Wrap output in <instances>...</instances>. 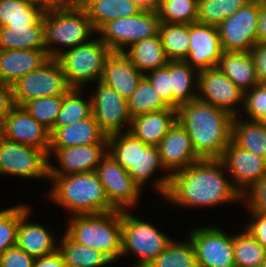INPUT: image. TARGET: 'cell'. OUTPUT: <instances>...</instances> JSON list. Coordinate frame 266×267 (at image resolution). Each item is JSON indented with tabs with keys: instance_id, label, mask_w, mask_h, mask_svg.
I'll list each match as a JSON object with an SVG mask.
<instances>
[{
	"instance_id": "cell-1",
	"label": "cell",
	"mask_w": 266,
	"mask_h": 267,
	"mask_svg": "<svg viewBox=\"0 0 266 267\" xmlns=\"http://www.w3.org/2000/svg\"><path fill=\"white\" fill-rule=\"evenodd\" d=\"M224 168L219 159H201L173 173L165 198L185 207L217 206L242 200L240 192L225 178Z\"/></svg>"
},
{
	"instance_id": "cell-2",
	"label": "cell",
	"mask_w": 266,
	"mask_h": 267,
	"mask_svg": "<svg viewBox=\"0 0 266 267\" xmlns=\"http://www.w3.org/2000/svg\"><path fill=\"white\" fill-rule=\"evenodd\" d=\"M233 116L198 99L177 109V120L186 129L201 159H220L231 141Z\"/></svg>"
},
{
	"instance_id": "cell-3",
	"label": "cell",
	"mask_w": 266,
	"mask_h": 267,
	"mask_svg": "<svg viewBox=\"0 0 266 267\" xmlns=\"http://www.w3.org/2000/svg\"><path fill=\"white\" fill-rule=\"evenodd\" d=\"M53 187L48 197L73 215L100 214L116 209L110 204L95 171L48 175Z\"/></svg>"
},
{
	"instance_id": "cell-4",
	"label": "cell",
	"mask_w": 266,
	"mask_h": 267,
	"mask_svg": "<svg viewBox=\"0 0 266 267\" xmlns=\"http://www.w3.org/2000/svg\"><path fill=\"white\" fill-rule=\"evenodd\" d=\"M43 27L46 53L55 58L61 51L53 48L54 44L72 48L89 42L88 38L96 32L84 7L72 2H63L46 10Z\"/></svg>"
},
{
	"instance_id": "cell-5",
	"label": "cell",
	"mask_w": 266,
	"mask_h": 267,
	"mask_svg": "<svg viewBox=\"0 0 266 267\" xmlns=\"http://www.w3.org/2000/svg\"><path fill=\"white\" fill-rule=\"evenodd\" d=\"M66 233L77 243L103 253L112 263L121 257V210L109 213L73 215Z\"/></svg>"
},
{
	"instance_id": "cell-6",
	"label": "cell",
	"mask_w": 266,
	"mask_h": 267,
	"mask_svg": "<svg viewBox=\"0 0 266 267\" xmlns=\"http://www.w3.org/2000/svg\"><path fill=\"white\" fill-rule=\"evenodd\" d=\"M112 51L100 40H91L62 51L56 57L72 88L81 89L88 82L101 81L105 61Z\"/></svg>"
},
{
	"instance_id": "cell-7",
	"label": "cell",
	"mask_w": 266,
	"mask_h": 267,
	"mask_svg": "<svg viewBox=\"0 0 266 267\" xmlns=\"http://www.w3.org/2000/svg\"><path fill=\"white\" fill-rule=\"evenodd\" d=\"M12 86L15 106L40 97L63 96L72 87L63 72L61 63L50 57L36 70L17 79Z\"/></svg>"
},
{
	"instance_id": "cell-8",
	"label": "cell",
	"mask_w": 266,
	"mask_h": 267,
	"mask_svg": "<svg viewBox=\"0 0 266 267\" xmlns=\"http://www.w3.org/2000/svg\"><path fill=\"white\" fill-rule=\"evenodd\" d=\"M121 217V256L133 252L139 258L135 267H147L172 241L152 224L130 215L127 210H121Z\"/></svg>"
},
{
	"instance_id": "cell-9",
	"label": "cell",
	"mask_w": 266,
	"mask_h": 267,
	"mask_svg": "<svg viewBox=\"0 0 266 267\" xmlns=\"http://www.w3.org/2000/svg\"><path fill=\"white\" fill-rule=\"evenodd\" d=\"M160 23L157 12L142 10L131 17L111 20L96 33L112 52H124L137 41L158 35Z\"/></svg>"
},
{
	"instance_id": "cell-10",
	"label": "cell",
	"mask_w": 266,
	"mask_h": 267,
	"mask_svg": "<svg viewBox=\"0 0 266 267\" xmlns=\"http://www.w3.org/2000/svg\"><path fill=\"white\" fill-rule=\"evenodd\" d=\"M159 154L165 170L169 174L161 176L154 182V186L165 197L170 177L178 172L201 160L196 154L192 141L186 129L177 120L169 129L168 133L158 145Z\"/></svg>"
},
{
	"instance_id": "cell-11",
	"label": "cell",
	"mask_w": 266,
	"mask_h": 267,
	"mask_svg": "<svg viewBox=\"0 0 266 267\" xmlns=\"http://www.w3.org/2000/svg\"><path fill=\"white\" fill-rule=\"evenodd\" d=\"M49 159L42 149L0 138V175L48 179Z\"/></svg>"
},
{
	"instance_id": "cell-12",
	"label": "cell",
	"mask_w": 266,
	"mask_h": 267,
	"mask_svg": "<svg viewBox=\"0 0 266 267\" xmlns=\"http://www.w3.org/2000/svg\"><path fill=\"white\" fill-rule=\"evenodd\" d=\"M259 0H251L217 28L223 51L250 52L257 43Z\"/></svg>"
},
{
	"instance_id": "cell-13",
	"label": "cell",
	"mask_w": 266,
	"mask_h": 267,
	"mask_svg": "<svg viewBox=\"0 0 266 267\" xmlns=\"http://www.w3.org/2000/svg\"><path fill=\"white\" fill-rule=\"evenodd\" d=\"M95 172L110 204L116 210H128L138 201L140 186L110 153L101 158Z\"/></svg>"
},
{
	"instance_id": "cell-14",
	"label": "cell",
	"mask_w": 266,
	"mask_h": 267,
	"mask_svg": "<svg viewBox=\"0 0 266 267\" xmlns=\"http://www.w3.org/2000/svg\"><path fill=\"white\" fill-rule=\"evenodd\" d=\"M189 235L198 267H235L233 235L217 226L196 228Z\"/></svg>"
},
{
	"instance_id": "cell-15",
	"label": "cell",
	"mask_w": 266,
	"mask_h": 267,
	"mask_svg": "<svg viewBox=\"0 0 266 267\" xmlns=\"http://www.w3.org/2000/svg\"><path fill=\"white\" fill-rule=\"evenodd\" d=\"M195 75H197L195 81L198 82L197 89H199L197 91L200 92L197 95L198 100L227 111L233 117L238 116L240 111L234 106L241 102L243 107L244 92L233 81L217 67L198 71Z\"/></svg>"
},
{
	"instance_id": "cell-16",
	"label": "cell",
	"mask_w": 266,
	"mask_h": 267,
	"mask_svg": "<svg viewBox=\"0 0 266 267\" xmlns=\"http://www.w3.org/2000/svg\"><path fill=\"white\" fill-rule=\"evenodd\" d=\"M97 91L91 96L92 115L100 129L108 136L121 133L123 125H128L131 117L128 112L127 100L122 98L113 88L101 81L96 82Z\"/></svg>"
},
{
	"instance_id": "cell-17",
	"label": "cell",
	"mask_w": 266,
	"mask_h": 267,
	"mask_svg": "<svg viewBox=\"0 0 266 267\" xmlns=\"http://www.w3.org/2000/svg\"><path fill=\"white\" fill-rule=\"evenodd\" d=\"M219 160L231 173L233 185L241 195L266 174V160L239 147L232 140Z\"/></svg>"
},
{
	"instance_id": "cell-18",
	"label": "cell",
	"mask_w": 266,
	"mask_h": 267,
	"mask_svg": "<svg viewBox=\"0 0 266 267\" xmlns=\"http://www.w3.org/2000/svg\"><path fill=\"white\" fill-rule=\"evenodd\" d=\"M2 137L20 144L37 147L48 155L50 131L23 107L15 106L2 121Z\"/></svg>"
},
{
	"instance_id": "cell-19",
	"label": "cell",
	"mask_w": 266,
	"mask_h": 267,
	"mask_svg": "<svg viewBox=\"0 0 266 267\" xmlns=\"http://www.w3.org/2000/svg\"><path fill=\"white\" fill-rule=\"evenodd\" d=\"M190 47L185 62L196 72L217 67L223 53L218 28L201 23L189 24Z\"/></svg>"
},
{
	"instance_id": "cell-20",
	"label": "cell",
	"mask_w": 266,
	"mask_h": 267,
	"mask_svg": "<svg viewBox=\"0 0 266 267\" xmlns=\"http://www.w3.org/2000/svg\"><path fill=\"white\" fill-rule=\"evenodd\" d=\"M61 169L48 163V175H67L95 171L101 158L107 153V144L77 145L74 147H50Z\"/></svg>"
},
{
	"instance_id": "cell-21",
	"label": "cell",
	"mask_w": 266,
	"mask_h": 267,
	"mask_svg": "<svg viewBox=\"0 0 266 267\" xmlns=\"http://www.w3.org/2000/svg\"><path fill=\"white\" fill-rule=\"evenodd\" d=\"M143 76L124 52H111L105 61L101 82L128 100Z\"/></svg>"
},
{
	"instance_id": "cell-22",
	"label": "cell",
	"mask_w": 266,
	"mask_h": 267,
	"mask_svg": "<svg viewBox=\"0 0 266 267\" xmlns=\"http://www.w3.org/2000/svg\"><path fill=\"white\" fill-rule=\"evenodd\" d=\"M30 208L20 205V220L17 229L16 246L37 258L58 250L55 236L40 224L29 223Z\"/></svg>"
},
{
	"instance_id": "cell-23",
	"label": "cell",
	"mask_w": 266,
	"mask_h": 267,
	"mask_svg": "<svg viewBox=\"0 0 266 267\" xmlns=\"http://www.w3.org/2000/svg\"><path fill=\"white\" fill-rule=\"evenodd\" d=\"M177 121V109L165 108L131 118L129 132L147 145L158 146Z\"/></svg>"
},
{
	"instance_id": "cell-24",
	"label": "cell",
	"mask_w": 266,
	"mask_h": 267,
	"mask_svg": "<svg viewBox=\"0 0 266 267\" xmlns=\"http://www.w3.org/2000/svg\"><path fill=\"white\" fill-rule=\"evenodd\" d=\"M107 144V135L100 129L93 115L64 127H53L50 147Z\"/></svg>"
},
{
	"instance_id": "cell-25",
	"label": "cell",
	"mask_w": 266,
	"mask_h": 267,
	"mask_svg": "<svg viewBox=\"0 0 266 267\" xmlns=\"http://www.w3.org/2000/svg\"><path fill=\"white\" fill-rule=\"evenodd\" d=\"M49 58L46 50H0V81L11 85Z\"/></svg>"
},
{
	"instance_id": "cell-26",
	"label": "cell",
	"mask_w": 266,
	"mask_h": 267,
	"mask_svg": "<svg viewBox=\"0 0 266 267\" xmlns=\"http://www.w3.org/2000/svg\"><path fill=\"white\" fill-rule=\"evenodd\" d=\"M217 68L244 93L260 83L250 52L223 51Z\"/></svg>"
},
{
	"instance_id": "cell-27",
	"label": "cell",
	"mask_w": 266,
	"mask_h": 267,
	"mask_svg": "<svg viewBox=\"0 0 266 267\" xmlns=\"http://www.w3.org/2000/svg\"><path fill=\"white\" fill-rule=\"evenodd\" d=\"M80 4L96 32L111 20L131 17L142 11L132 0H82Z\"/></svg>"
},
{
	"instance_id": "cell-28",
	"label": "cell",
	"mask_w": 266,
	"mask_h": 267,
	"mask_svg": "<svg viewBox=\"0 0 266 267\" xmlns=\"http://www.w3.org/2000/svg\"><path fill=\"white\" fill-rule=\"evenodd\" d=\"M127 50L124 51V54L143 75L147 71L151 72L155 69L163 68L169 62L159 34L137 41Z\"/></svg>"
},
{
	"instance_id": "cell-29",
	"label": "cell",
	"mask_w": 266,
	"mask_h": 267,
	"mask_svg": "<svg viewBox=\"0 0 266 267\" xmlns=\"http://www.w3.org/2000/svg\"><path fill=\"white\" fill-rule=\"evenodd\" d=\"M46 50L43 23L30 26L0 27V50Z\"/></svg>"
},
{
	"instance_id": "cell-30",
	"label": "cell",
	"mask_w": 266,
	"mask_h": 267,
	"mask_svg": "<svg viewBox=\"0 0 266 267\" xmlns=\"http://www.w3.org/2000/svg\"><path fill=\"white\" fill-rule=\"evenodd\" d=\"M46 9L25 0H0V27L30 26L43 23Z\"/></svg>"
},
{
	"instance_id": "cell-31",
	"label": "cell",
	"mask_w": 266,
	"mask_h": 267,
	"mask_svg": "<svg viewBox=\"0 0 266 267\" xmlns=\"http://www.w3.org/2000/svg\"><path fill=\"white\" fill-rule=\"evenodd\" d=\"M236 116L232 121L231 140L239 147L266 160V125L259 121H244Z\"/></svg>"
},
{
	"instance_id": "cell-32",
	"label": "cell",
	"mask_w": 266,
	"mask_h": 267,
	"mask_svg": "<svg viewBox=\"0 0 266 267\" xmlns=\"http://www.w3.org/2000/svg\"><path fill=\"white\" fill-rule=\"evenodd\" d=\"M58 247L67 267H103L112 263L103 253L75 242L67 233Z\"/></svg>"
},
{
	"instance_id": "cell-33",
	"label": "cell",
	"mask_w": 266,
	"mask_h": 267,
	"mask_svg": "<svg viewBox=\"0 0 266 267\" xmlns=\"http://www.w3.org/2000/svg\"><path fill=\"white\" fill-rule=\"evenodd\" d=\"M195 71L196 69L185 61H169L172 108L178 109L180 105L197 99L198 93L192 92L193 84L198 87V82L194 81Z\"/></svg>"
},
{
	"instance_id": "cell-34",
	"label": "cell",
	"mask_w": 266,
	"mask_h": 267,
	"mask_svg": "<svg viewBox=\"0 0 266 267\" xmlns=\"http://www.w3.org/2000/svg\"><path fill=\"white\" fill-rule=\"evenodd\" d=\"M159 36L169 61H185L190 47L189 24L161 22Z\"/></svg>"
},
{
	"instance_id": "cell-35",
	"label": "cell",
	"mask_w": 266,
	"mask_h": 267,
	"mask_svg": "<svg viewBox=\"0 0 266 267\" xmlns=\"http://www.w3.org/2000/svg\"><path fill=\"white\" fill-rule=\"evenodd\" d=\"M127 104L131 118L144 113L172 108L163 101L145 76L139 81L135 91L127 100Z\"/></svg>"
},
{
	"instance_id": "cell-36",
	"label": "cell",
	"mask_w": 266,
	"mask_h": 267,
	"mask_svg": "<svg viewBox=\"0 0 266 267\" xmlns=\"http://www.w3.org/2000/svg\"><path fill=\"white\" fill-rule=\"evenodd\" d=\"M251 0H198L197 22L217 27Z\"/></svg>"
},
{
	"instance_id": "cell-37",
	"label": "cell",
	"mask_w": 266,
	"mask_h": 267,
	"mask_svg": "<svg viewBox=\"0 0 266 267\" xmlns=\"http://www.w3.org/2000/svg\"><path fill=\"white\" fill-rule=\"evenodd\" d=\"M235 267H260L266 260V249L245 229L233 236Z\"/></svg>"
},
{
	"instance_id": "cell-38",
	"label": "cell",
	"mask_w": 266,
	"mask_h": 267,
	"mask_svg": "<svg viewBox=\"0 0 266 267\" xmlns=\"http://www.w3.org/2000/svg\"><path fill=\"white\" fill-rule=\"evenodd\" d=\"M81 89L72 88L63 95L61 110L53 127H64L80 120L87 119L92 115V101L83 100Z\"/></svg>"
},
{
	"instance_id": "cell-39",
	"label": "cell",
	"mask_w": 266,
	"mask_h": 267,
	"mask_svg": "<svg viewBox=\"0 0 266 267\" xmlns=\"http://www.w3.org/2000/svg\"><path fill=\"white\" fill-rule=\"evenodd\" d=\"M158 168L165 169L161 161L158 146L147 145L138 139L137 162L130 167L127 171L128 174L141 188L145 182H148L147 180L153 176Z\"/></svg>"
},
{
	"instance_id": "cell-40",
	"label": "cell",
	"mask_w": 266,
	"mask_h": 267,
	"mask_svg": "<svg viewBox=\"0 0 266 267\" xmlns=\"http://www.w3.org/2000/svg\"><path fill=\"white\" fill-rule=\"evenodd\" d=\"M147 267H198L192 241H172L167 248Z\"/></svg>"
},
{
	"instance_id": "cell-41",
	"label": "cell",
	"mask_w": 266,
	"mask_h": 267,
	"mask_svg": "<svg viewBox=\"0 0 266 267\" xmlns=\"http://www.w3.org/2000/svg\"><path fill=\"white\" fill-rule=\"evenodd\" d=\"M156 12L163 23H196L198 0H161Z\"/></svg>"
},
{
	"instance_id": "cell-42",
	"label": "cell",
	"mask_w": 266,
	"mask_h": 267,
	"mask_svg": "<svg viewBox=\"0 0 266 267\" xmlns=\"http://www.w3.org/2000/svg\"><path fill=\"white\" fill-rule=\"evenodd\" d=\"M107 152L126 170L135 165L138 158V139L129 131L107 137Z\"/></svg>"
},
{
	"instance_id": "cell-43",
	"label": "cell",
	"mask_w": 266,
	"mask_h": 267,
	"mask_svg": "<svg viewBox=\"0 0 266 267\" xmlns=\"http://www.w3.org/2000/svg\"><path fill=\"white\" fill-rule=\"evenodd\" d=\"M62 103L63 96L40 97L26 102L22 107L51 132Z\"/></svg>"
},
{
	"instance_id": "cell-44",
	"label": "cell",
	"mask_w": 266,
	"mask_h": 267,
	"mask_svg": "<svg viewBox=\"0 0 266 267\" xmlns=\"http://www.w3.org/2000/svg\"><path fill=\"white\" fill-rule=\"evenodd\" d=\"M20 220V205L0 211V255L16 246Z\"/></svg>"
},
{
	"instance_id": "cell-45",
	"label": "cell",
	"mask_w": 266,
	"mask_h": 267,
	"mask_svg": "<svg viewBox=\"0 0 266 267\" xmlns=\"http://www.w3.org/2000/svg\"><path fill=\"white\" fill-rule=\"evenodd\" d=\"M244 110L251 121H259L266 112V83H259L244 93Z\"/></svg>"
},
{
	"instance_id": "cell-46",
	"label": "cell",
	"mask_w": 266,
	"mask_h": 267,
	"mask_svg": "<svg viewBox=\"0 0 266 267\" xmlns=\"http://www.w3.org/2000/svg\"><path fill=\"white\" fill-rule=\"evenodd\" d=\"M158 92L163 101L172 107V89L169 75V62L160 69H155L144 75Z\"/></svg>"
},
{
	"instance_id": "cell-47",
	"label": "cell",
	"mask_w": 266,
	"mask_h": 267,
	"mask_svg": "<svg viewBox=\"0 0 266 267\" xmlns=\"http://www.w3.org/2000/svg\"><path fill=\"white\" fill-rule=\"evenodd\" d=\"M248 189L242 200H246L249 211L266 214V174Z\"/></svg>"
},
{
	"instance_id": "cell-48",
	"label": "cell",
	"mask_w": 266,
	"mask_h": 267,
	"mask_svg": "<svg viewBox=\"0 0 266 267\" xmlns=\"http://www.w3.org/2000/svg\"><path fill=\"white\" fill-rule=\"evenodd\" d=\"M35 259L21 248L13 246L0 255V267H33Z\"/></svg>"
},
{
	"instance_id": "cell-49",
	"label": "cell",
	"mask_w": 266,
	"mask_h": 267,
	"mask_svg": "<svg viewBox=\"0 0 266 267\" xmlns=\"http://www.w3.org/2000/svg\"><path fill=\"white\" fill-rule=\"evenodd\" d=\"M257 78L260 83H266V42L256 43L250 50Z\"/></svg>"
},
{
	"instance_id": "cell-50",
	"label": "cell",
	"mask_w": 266,
	"mask_h": 267,
	"mask_svg": "<svg viewBox=\"0 0 266 267\" xmlns=\"http://www.w3.org/2000/svg\"><path fill=\"white\" fill-rule=\"evenodd\" d=\"M254 221L245 228L266 249V214L250 212Z\"/></svg>"
},
{
	"instance_id": "cell-51",
	"label": "cell",
	"mask_w": 266,
	"mask_h": 267,
	"mask_svg": "<svg viewBox=\"0 0 266 267\" xmlns=\"http://www.w3.org/2000/svg\"><path fill=\"white\" fill-rule=\"evenodd\" d=\"M14 107L12 86L0 81V121H3Z\"/></svg>"
},
{
	"instance_id": "cell-52",
	"label": "cell",
	"mask_w": 266,
	"mask_h": 267,
	"mask_svg": "<svg viewBox=\"0 0 266 267\" xmlns=\"http://www.w3.org/2000/svg\"><path fill=\"white\" fill-rule=\"evenodd\" d=\"M33 267H67L61 253L56 252L35 259Z\"/></svg>"
},
{
	"instance_id": "cell-53",
	"label": "cell",
	"mask_w": 266,
	"mask_h": 267,
	"mask_svg": "<svg viewBox=\"0 0 266 267\" xmlns=\"http://www.w3.org/2000/svg\"><path fill=\"white\" fill-rule=\"evenodd\" d=\"M265 42H266V0H259L257 43H265Z\"/></svg>"
},
{
	"instance_id": "cell-54",
	"label": "cell",
	"mask_w": 266,
	"mask_h": 267,
	"mask_svg": "<svg viewBox=\"0 0 266 267\" xmlns=\"http://www.w3.org/2000/svg\"><path fill=\"white\" fill-rule=\"evenodd\" d=\"M142 10L156 12L159 9L161 0H132Z\"/></svg>"
},
{
	"instance_id": "cell-55",
	"label": "cell",
	"mask_w": 266,
	"mask_h": 267,
	"mask_svg": "<svg viewBox=\"0 0 266 267\" xmlns=\"http://www.w3.org/2000/svg\"><path fill=\"white\" fill-rule=\"evenodd\" d=\"M32 4L44 7L46 10L53 8L56 5L62 4L61 0H25Z\"/></svg>"
},
{
	"instance_id": "cell-56",
	"label": "cell",
	"mask_w": 266,
	"mask_h": 267,
	"mask_svg": "<svg viewBox=\"0 0 266 267\" xmlns=\"http://www.w3.org/2000/svg\"><path fill=\"white\" fill-rule=\"evenodd\" d=\"M259 122H261L263 125H266V112L264 116L259 120Z\"/></svg>"
},
{
	"instance_id": "cell-57",
	"label": "cell",
	"mask_w": 266,
	"mask_h": 267,
	"mask_svg": "<svg viewBox=\"0 0 266 267\" xmlns=\"http://www.w3.org/2000/svg\"><path fill=\"white\" fill-rule=\"evenodd\" d=\"M62 2L80 3L82 0H61Z\"/></svg>"
},
{
	"instance_id": "cell-58",
	"label": "cell",
	"mask_w": 266,
	"mask_h": 267,
	"mask_svg": "<svg viewBox=\"0 0 266 267\" xmlns=\"http://www.w3.org/2000/svg\"><path fill=\"white\" fill-rule=\"evenodd\" d=\"M2 137V121H0V138Z\"/></svg>"
},
{
	"instance_id": "cell-59",
	"label": "cell",
	"mask_w": 266,
	"mask_h": 267,
	"mask_svg": "<svg viewBox=\"0 0 266 267\" xmlns=\"http://www.w3.org/2000/svg\"><path fill=\"white\" fill-rule=\"evenodd\" d=\"M260 267H266V260L260 265Z\"/></svg>"
}]
</instances>
